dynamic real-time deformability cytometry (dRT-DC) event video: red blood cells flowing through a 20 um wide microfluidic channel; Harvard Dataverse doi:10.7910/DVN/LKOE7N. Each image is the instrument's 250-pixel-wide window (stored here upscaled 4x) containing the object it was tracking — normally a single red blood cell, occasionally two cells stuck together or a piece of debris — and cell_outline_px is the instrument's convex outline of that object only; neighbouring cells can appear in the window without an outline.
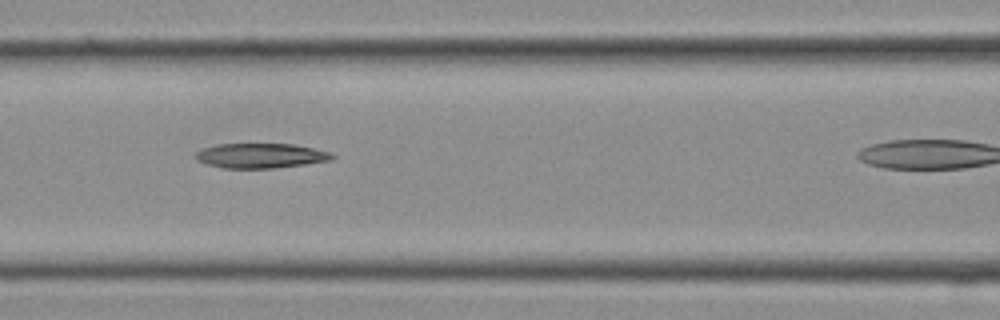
{"species": "Egyptian fruit bat (a non-hibernating species)", "species_latin": "Rousettus aegyptiacus", "temperature_condition": "cold", "stored_images_in_passage": 14, "camera_frame_rate_fps": 3000, "um_per_image_px": 0.085, "frame": {"image": 1, "passage_image": 10, "time_ms": 3.0, "image_size_px": [1000, 320], "cell_outline_px": [[332, 156], [320, 160], [296, 164], [260, 168], [232, 168], [216, 164], [204, 160], [200, 156], [204, 152], [212, 148], [224, 144], [284, 144], [308, 148]], "centroid_in_image_um": [22.15, 13.22], "position_along_channel_um": 144.4, "area_um2": 16.88}}
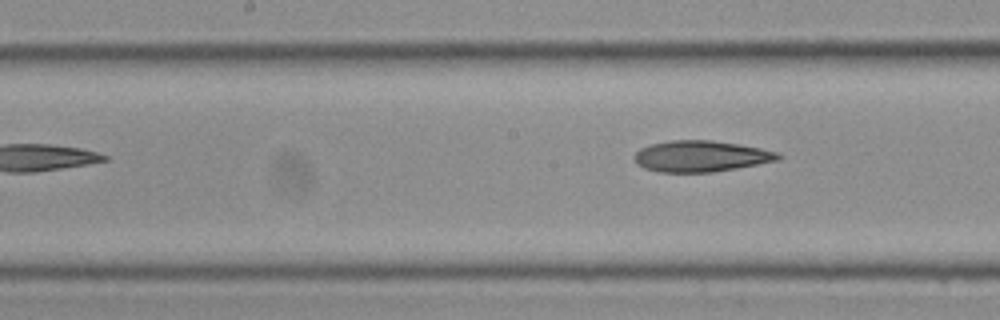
{"frame": {"image": 2, "passage_image": 14, "time_ms": 4.333, "image_size_px": [1000, 320], "cell_outline_px": [[776, 156], [768, 160], [752, 164], [728, 168], [700, 172], [672, 172], [648, 168], [640, 164], [636, 160], [636, 156], [644, 148], [656, 144], [688, 140], [696, 140], [732, 144], [752, 148], [768, 152]], "centroid_in_image_um": [59.41, 13.29], "position_along_channel_um": 188.8, "area_um2": 22.95}}